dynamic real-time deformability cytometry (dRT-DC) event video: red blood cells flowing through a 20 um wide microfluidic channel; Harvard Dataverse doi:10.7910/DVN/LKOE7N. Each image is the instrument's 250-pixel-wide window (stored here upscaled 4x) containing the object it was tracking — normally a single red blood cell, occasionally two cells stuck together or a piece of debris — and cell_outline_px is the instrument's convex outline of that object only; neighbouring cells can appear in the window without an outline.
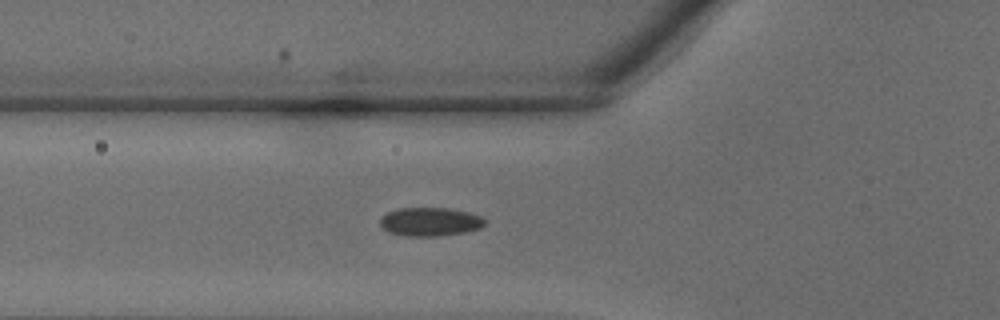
{"species": "common noctule bat (a hibernating species)", "species_latin": "Nyctalus noctula", "temperature_condition": "warm", "stored_images_in_passage": 21, "camera_frame_rate_fps": 3000, "um_per_image_px": 0.085, "animal": {"sex": "male", "body_mass_g": 18.8}, "frame": {"image": 1, "passage_image": 4, "time_ms": 1.0, "image_size_px": [1000, 320], "cell_outline_px": [[484, 224], [480, 228], [464, 232], [440, 236], [408, 236], [388, 232], [380, 224], [380, 216], [396, 208], [452, 208], [468, 212], [480, 216], [484, 220]], "centroid_in_image_um": [36.52, 18.84], "position_along_channel_um": 89.3, "area_um2": 17.46}}
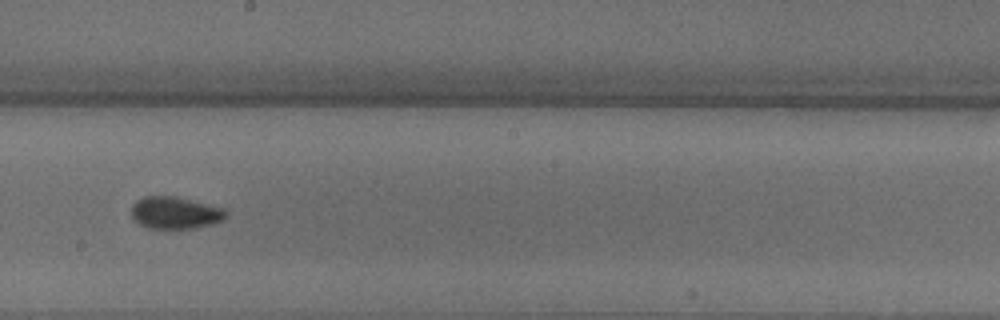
{"frame": {"image": 2, "passage_image": 12, "time_ms": 3.667, "image_size_px": [1000, 320], "cell_outline_px": [[228, 216], [224, 220], [212, 224], [196, 228], [148, 228], [140, 224], [132, 216], [132, 204], [136, 200], [144, 196], [176, 196], [224, 208], [228, 212]], "centroid_in_image_um": [14.92, 18.08], "position_along_channel_um": 233.3, "area_um2": 17.8}}
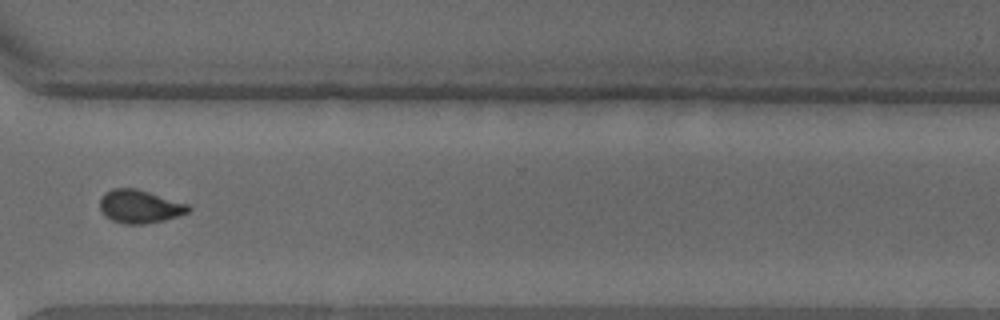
{"frame": {"image": 3, "passage_image": 19, "time_ms": 6.0, "image_size_px": [1000, 320], "cell_outline_px": [[192, 208], [188, 212], [164, 220], [144, 224], [128, 224], [112, 220], [104, 216], [100, 212], [100, 196], [104, 192], [112, 188], [136, 188], [188, 204]], "centroid_in_image_um": [11.83, 17.54], "position_along_channel_um": 358.8, "area_um2": 17.17}}